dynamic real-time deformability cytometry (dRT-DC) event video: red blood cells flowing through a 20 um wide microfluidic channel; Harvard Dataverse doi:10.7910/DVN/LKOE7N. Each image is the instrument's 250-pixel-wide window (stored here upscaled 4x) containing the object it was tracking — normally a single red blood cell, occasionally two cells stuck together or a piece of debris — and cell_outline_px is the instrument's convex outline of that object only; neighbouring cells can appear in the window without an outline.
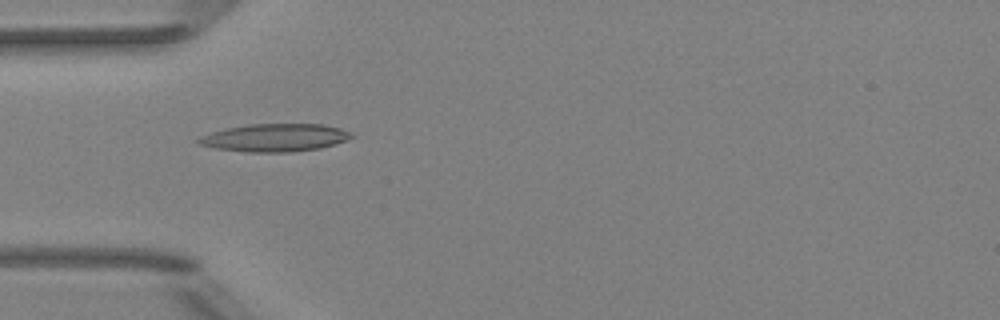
{"species": "Egyptian fruit bat (a non-hibernating species)", "species_latin": "Rousettus aegyptiacus", "temperature_condition": "room temperature", "stored_images_in_passage": 7, "camera_frame_rate_fps": 3000, "um_per_image_px": 0.085, "animal": {"sex": "female"}, "frame": {"image": 1, "passage_image": 5, "time_ms": 4.667, "image_size_px": [1000, 320], "cell_outline_px": [[356, 136], [348, 140], [320, 148], [292, 152], [244, 152], [212, 148], [196, 144], [196, 140], [200, 136], [224, 128], [248, 124], [324, 124], [340, 128], [352, 132]], "centroid_in_image_um": [23.35, 11.7], "position_along_channel_um": 61.6, "area_um2": 25.2}}
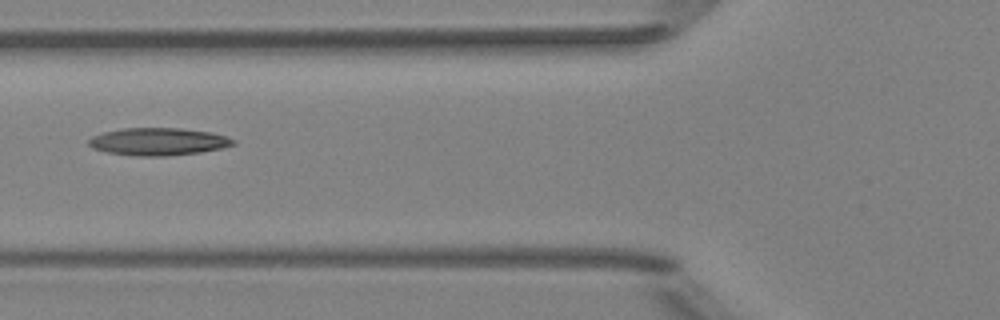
{"frame": {"image": 2, "passage_image": 6, "time_ms": 6.0, "image_size_px": [1000, 320], "cell_outline_px": [[236, 144], [220, 148], [200, 152], [168, 156], [136, 156], [108, 152], [92, 148], [88, 144], [88, 140], [92, 136], [104, 132], [124, 128], [180, 128], [212, 132], [228, 136], [236, 140]], "centroid_in_image_um": [13.48, 12.03], "position_along_channel_um": 112.3, "area_um2": 23.24}}
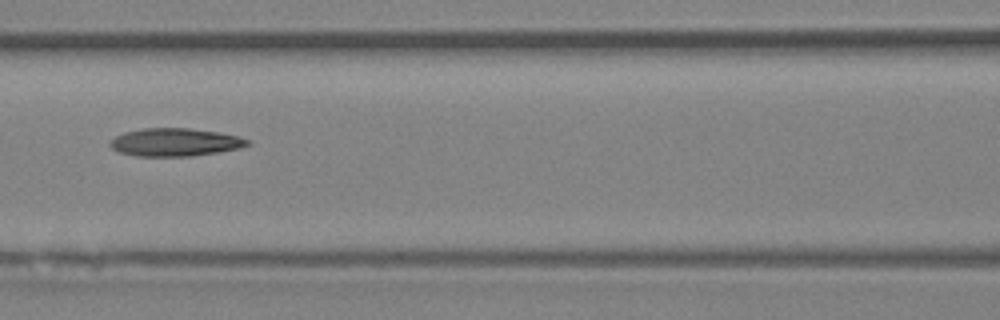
{"frame": {"image": 3, "passage_image": 7, "time_ms": 7.0, "image_size_px": [1000, 320], "cell_outline_px": [[248, 144], [240, 148], [192, 156], [136, 156], [120, 152], [112, 148], [108, 144], [116, 136], [124, 132], [140, 128], [188, 128], [220, 132], [240, 136], [248, 140]], "centroid_in_image_um": [14.86, 12.08], "position_along_channel_um": 151.7, "area_um2": 22.31}}